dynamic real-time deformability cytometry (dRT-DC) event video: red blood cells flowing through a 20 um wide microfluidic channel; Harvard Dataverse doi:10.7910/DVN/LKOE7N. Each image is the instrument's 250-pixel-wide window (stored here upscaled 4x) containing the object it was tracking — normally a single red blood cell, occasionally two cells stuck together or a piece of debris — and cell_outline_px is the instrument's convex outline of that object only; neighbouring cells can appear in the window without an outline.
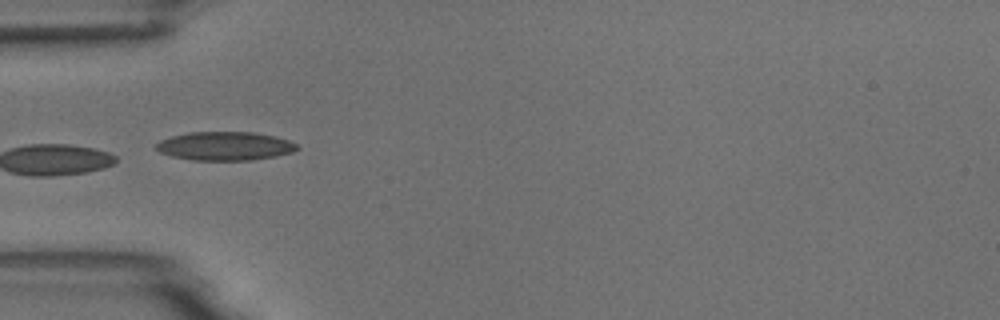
{"species": "common noctule bat (a hibernating species)", "species_latin": "Nyctalus noctula", "temperature_condition": "room temperature", "stored_images_in_passage": 7, "camera_frame_rate_fps": 3000, "um_per_image_px": 0.085, "animal": {"sex": "male", "body_mass_g": 18.8}, "frame": {"image": 1, "passage_image": 5, "time_ms": 4.667, "image_size_px": [1000, 320], "cell_outline_px": [[300, 148], [292, 152], [276, 156], [252, 160], [192, 160], [172, 156], [160, 152], [156, 148], [156, 144], [160, 140], [172, 136], [192, 132], [252, 132], [276, 136], [288, 140], [296, 144]], "centroid_in_image_um": [19.14, 12.41], "position_along_channel_um": 65.9, "area_um2": 23.47}}